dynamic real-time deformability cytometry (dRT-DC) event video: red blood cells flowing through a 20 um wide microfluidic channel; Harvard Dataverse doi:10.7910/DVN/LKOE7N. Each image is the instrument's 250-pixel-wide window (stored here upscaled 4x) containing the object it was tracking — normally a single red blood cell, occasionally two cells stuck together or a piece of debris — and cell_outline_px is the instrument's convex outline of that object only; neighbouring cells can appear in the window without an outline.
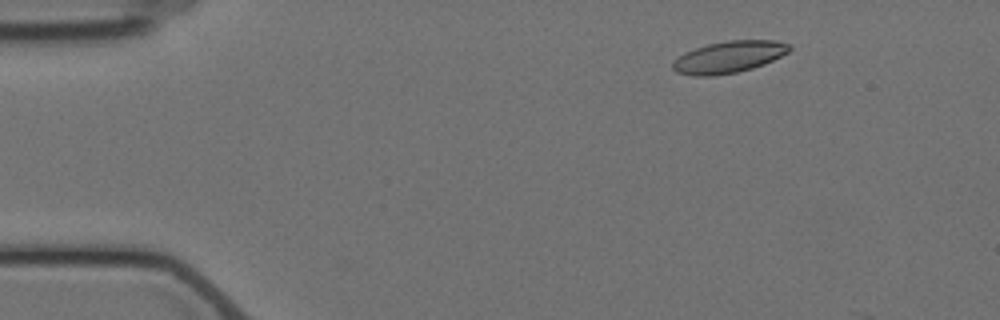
{"species": "Egyptian fruit bat (a non-hibernating species)", "species_latin": "Rousettus aegyptiacus", "temperature_condition": "cold", "stored_images_in_passage": 2, "camera_frame_rate_fps": 3000, "um_per_image_px": 0.085, "animal": {"sex": "female"}, "frame": {"image": 1, "passage_image": 1, "time_ms": 0.0, "image_size_px": [1000, 320], "cell_outline_px": [[792, 48], [788, 52], [764, 64], [752, 68], [736, 72], [712, 76], [692, 76], [676, 72], [672, 68], [672, 64], [684, 52], [708, 44], [728, 40], [776, 40], [792, 44]], "centroid_in_image_um": [61.97, 4.84], "position_along_channel_um": 23.0, "area_um2": 21.56}}